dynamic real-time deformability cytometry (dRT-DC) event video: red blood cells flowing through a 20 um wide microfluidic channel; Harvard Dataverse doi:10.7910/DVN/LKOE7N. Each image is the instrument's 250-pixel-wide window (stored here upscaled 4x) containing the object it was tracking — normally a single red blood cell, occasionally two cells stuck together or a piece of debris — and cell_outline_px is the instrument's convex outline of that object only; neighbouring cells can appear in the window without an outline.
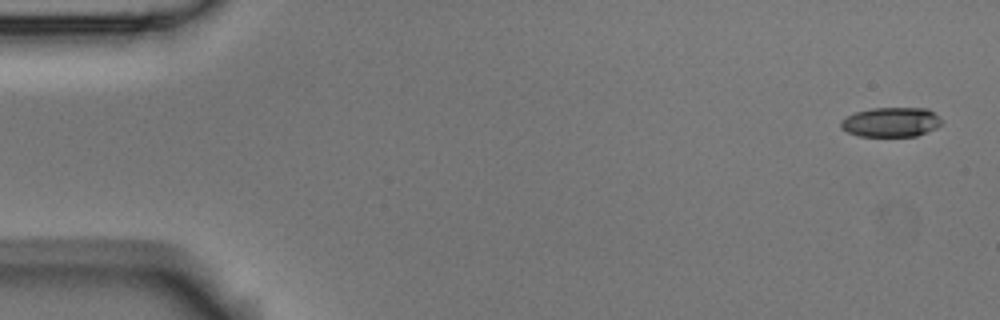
{"species": "Egyptian fruit bat (a non-hibernating species)", "species_latin": "Rousettus aegyptiacus", "temperature_condition": "room temperature", "stored_images_in_passage": 5, "camera_frame_rate_fps": 3000, "um_per_image_px": 0.085, "animal": {"sex": "male"}, "frame": {"image": 1, "passage_image": 1, "time_ms": 0.0, "image_size_px": [1000, 320], "cell_outline_px": [[940, 124], [936, 128], [916, 136], [860, 136], [848, 132], [840, 128], [840, 120], [856, 112], [872, 108], [928, 108], [940, 116]], "centroid_in_image_um": [75.73, 10.37], "position_along_channel_um": 9.3, "area_um2": 17.34}}
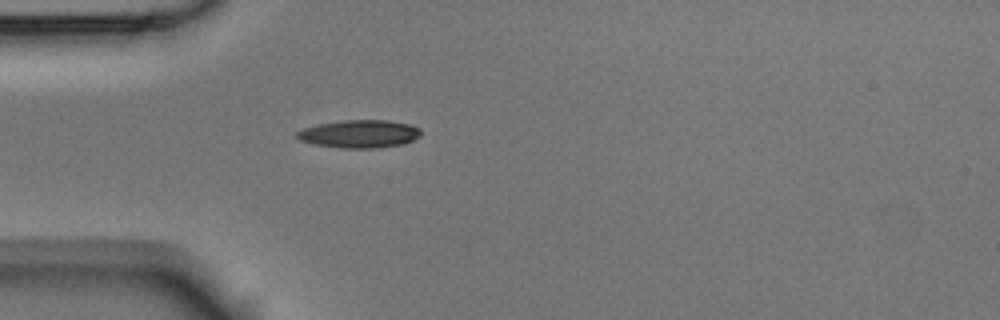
{"frame": {"image": 2, "passage_image": 5, "time_ms": 4.667, "image_size_px": [1000, 320], "cell_outline_px": [[420, 136], [404, 144], [376, 148], [340, 148], [316, 144], [300, 140], [292, 136], [296, 132], [304, 128], [316, 124], [344, 120], [388, 120], [412, 124], [420, 128]], "centroid_in_image_um": [30.54, 11.37], "position_along_channel_um": 54.5, "area_um2": 20.35}}